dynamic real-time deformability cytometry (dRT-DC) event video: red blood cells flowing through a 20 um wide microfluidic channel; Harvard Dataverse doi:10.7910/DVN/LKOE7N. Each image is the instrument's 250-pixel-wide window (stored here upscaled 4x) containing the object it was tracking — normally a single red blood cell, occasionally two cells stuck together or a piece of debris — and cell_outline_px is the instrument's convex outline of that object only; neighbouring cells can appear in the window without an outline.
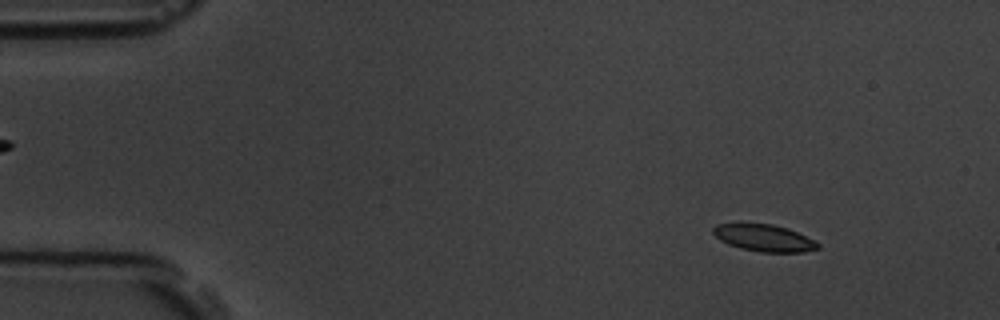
{"species": "common noctule bat (a hibernating species)", "species_latin": "Nyctalus noctula", "temperature_condition": "room temperature", "stored_images_in_passage": 3, "camera_frame_rate_fps": 3000, "um_per_image_px": 0.085, "animal": {"sex": "male", "body_mass_g": 19.5, "forearm_length_mm": 54.6}, "frame": {"image": 1, "passage_image": 1, "time_ms": 0.0, "image_size_px": [1000, 320], "cell_outline_px": [[820, 248], [804, 252], [760, 252], [740, 248], [728, 244], [720, 240], [712, 232], [712, 228], [716, 224], [772, 224], [788, 228], [820, 244]], "centroid_in_image_um": [64.93, 20.23], "position_along_channel_um": 20.1, "area_um2": 16.24}}
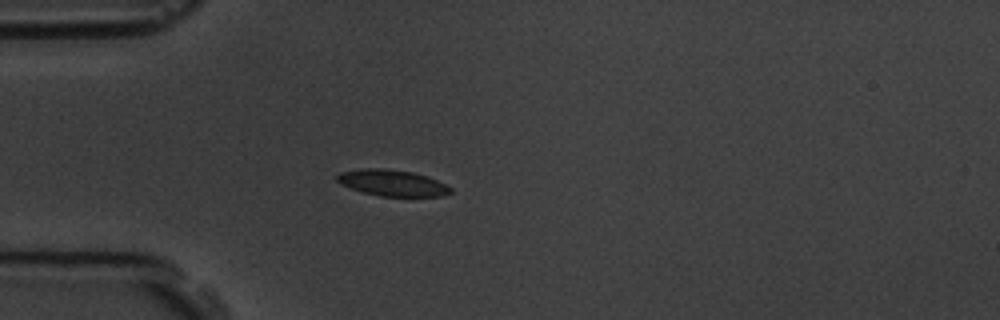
{"frame": {"image": 2, "passage_image": 3, "time_ms": 3.0, "image_size_px": [1000, 320], "cell_outline_px": [[452, 192], [444, 196], [380, 196], [364, 192], [340, 184], [336, 180], [336, 176], [340, 172], [360, 168], [384, 168], [412, 172], [428, 176], [452, 188]], "centroid_in_image_um": [33.34, 15.54], "position_along_channel_um": 51.7, "area_um2": 17.34}}